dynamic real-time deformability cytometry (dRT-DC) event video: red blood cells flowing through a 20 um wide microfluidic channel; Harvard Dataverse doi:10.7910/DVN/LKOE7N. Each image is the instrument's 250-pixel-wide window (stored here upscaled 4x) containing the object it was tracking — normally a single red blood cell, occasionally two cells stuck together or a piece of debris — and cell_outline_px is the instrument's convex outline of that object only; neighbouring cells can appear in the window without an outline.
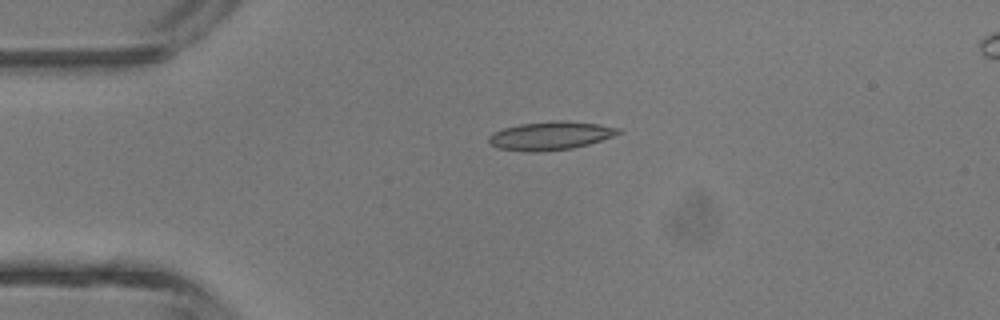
{"species": "common noctule bat (a hibernating species)", "species_latin": "Nyctalus noctula", "temperature_condition": "room temperature", "stored_images_in_passage": 3, "camera_frame_rate_fps": 3000, "um_per_image_px": 0.085, "animal": {"sex": "male", "body_mass_g": 13.3}, "frame": {"image": 1, "passage_image": 2, "time_ms": 1.0, "image_size_px": [1000, 320], "cell_outline_px": [[624, 132], [588, 144], [572, 148], [540, 152], [528, 152], [496, 148], [488, 144], [488, 136], [492, 132], [504, 128], [520, 124], [560, 120], [564, 120], [600, 124], [620, 128]], "centroid_in_image_um": [46.76, 11.54], "position_along_channel_um": 38.2, "area_um2": 21.62}}